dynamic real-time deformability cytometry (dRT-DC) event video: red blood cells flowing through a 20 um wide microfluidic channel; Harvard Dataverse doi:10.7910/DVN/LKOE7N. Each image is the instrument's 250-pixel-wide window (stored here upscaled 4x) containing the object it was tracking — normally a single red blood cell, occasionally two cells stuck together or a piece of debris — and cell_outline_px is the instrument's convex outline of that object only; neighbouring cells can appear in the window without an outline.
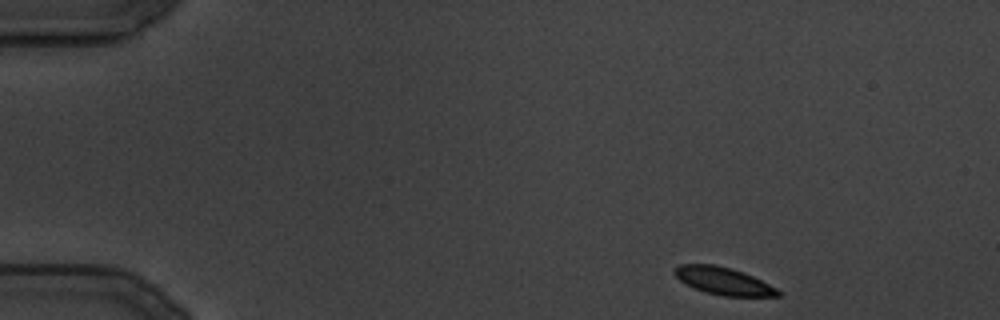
{"species": "common noctule bat (a hibernating species)", "species_latin": "Nyctalus noctula", "temperature_condition": "cold", "stored_images_in_passage": 111, "camera_frame_rate_fps": 3000, "um_per_image_px": 0.085, "animal": {"sex": "male", "body_mass_g": 19.5, "forearm_length_mm": 54.6}, "frame": {"image": 1, "passage_image": 1, "time_ms": 0.0, "image_size_px": [1000, 320], "cell_outline_px": [[780, 296], [724, 296], [704, 292], [692, 288], [680, 280], [672, 272], [680, 264], [716, 264], [732, 268], [744, 272], [776, 288], [780, 292]], "centroid_in_image_um": [61.45, 23.88], "position_along_channel_um": 23.5, "area_um2": 16.53}}
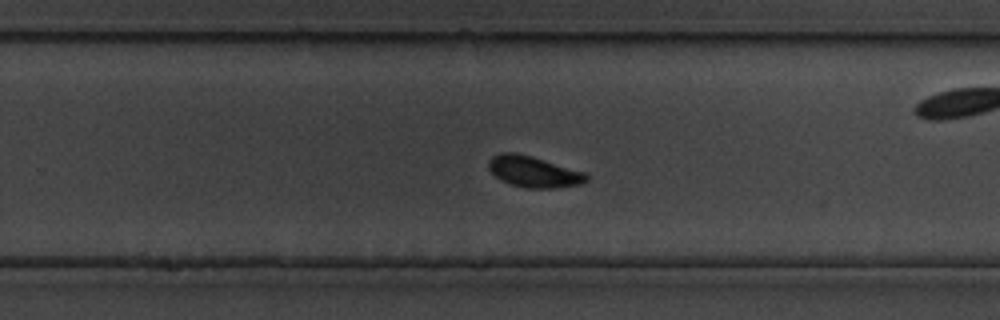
{"frame": {"image": 2, "passage_image": 67, "time_ms": 22.0, "image_size_px": [1000, 320], "cell_outline_px": [[588, 180], [584, 184], [556, 188], [528, 188], [512, 184], [500, 180], [488, 168], [488, 160], [492, 156], [500, 152], [516, 152], [532, 156], [588, 172]], "centroid_in_image_um": [45.41, 14.58], "position_along_channel_um": 284.4, "area_um2": 18.09}}
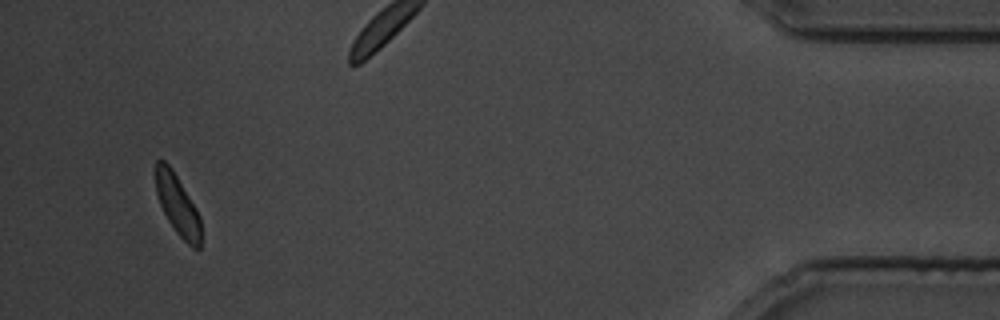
{"frame": {"image": 3, "passage_image": 105, "time_ms": 34.667, "image_size_px": [1000, 320], "cell_outline_px": [[200, 248], [192, 248], [176, 232], [168, 220], [160, 204], [156, 192], [156, 160], [164, 160], [172, 168], [196, 208], [200, 216]], "centroid_in_image_um": [15.09, 17.41], "position_along_channel_um": 420.1, "area_um2": 15.66}}